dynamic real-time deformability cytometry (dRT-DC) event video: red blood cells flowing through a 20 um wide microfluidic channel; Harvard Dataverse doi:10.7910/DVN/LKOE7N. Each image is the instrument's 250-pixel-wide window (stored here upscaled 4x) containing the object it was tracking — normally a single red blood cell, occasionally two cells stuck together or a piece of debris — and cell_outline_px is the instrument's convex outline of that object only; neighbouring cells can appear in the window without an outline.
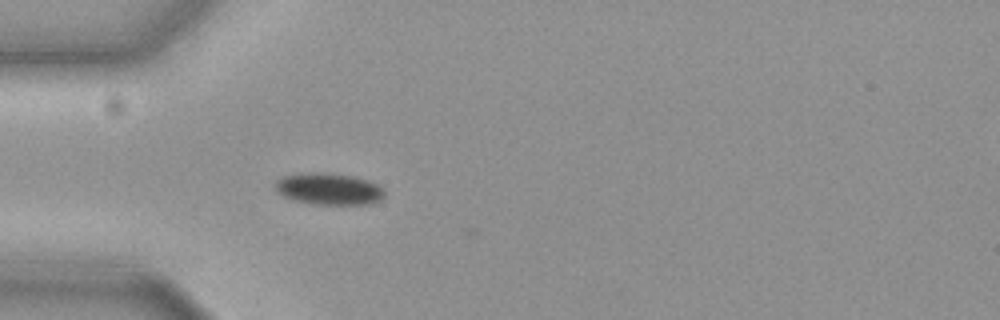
{"species": "common noctule bat (a hibernating species)", "species_latin": "Nyctalus noctula", "temperature_condition": "cold", "stored_images_in_passage": 3, "camera_frame_rate_fps": 3000, "um_per_image_px": 0.085, "animal": {"sex": "female", "body_mass_g": 19.3, "forearm_length_mm": 54.1}, "frame": {"image": 1, "passage_image": 1, "time_ms": 0.0, "image_size_px": [1000, 320], "cell_outline_px": [[384, 196], [380, 200], [372, 204], [312, 204], [292, 200], [276, 192], [276, 180], [280, 176], [316, 172], [352, 176], [368, 180], [384, 188]], "centroid_in_image_um": [27.95, 16.07], "position_along_channel_um": 57.1, "area_um2": 20.17}}